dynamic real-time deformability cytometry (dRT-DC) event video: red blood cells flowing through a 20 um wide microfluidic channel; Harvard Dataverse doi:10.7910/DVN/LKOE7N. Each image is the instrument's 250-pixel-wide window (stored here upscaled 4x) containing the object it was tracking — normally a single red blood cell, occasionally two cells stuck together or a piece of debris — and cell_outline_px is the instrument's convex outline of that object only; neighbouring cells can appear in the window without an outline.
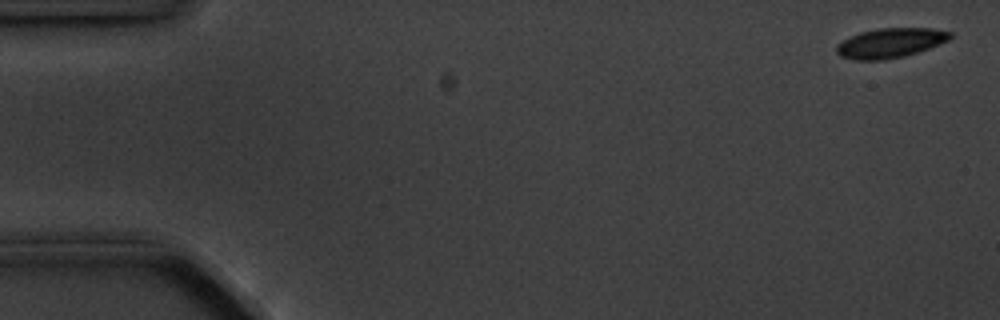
{"species": "common noctule bat (a hibernating species)", "species_latin": "Nyctalus noctula", "temperature_condition": "cold", "stored_images_in_passage": 5, "camera_frame_rate_fps": 3000, "um_per_image_px": 0.085, "animal": {"sex": "male", "body_mass_g": 20.1, "forearm_length_mm": 53.5}, "frame": {"image": 1, "passage_image": 1, "time_ms": 0.0, "image_size_px": [1000, 320], "cell_outline_px": [[952, 36], [948, 40], [928, 48], [904, 56], [884, 60], [856, 60], [840, 56], [836, 52], [836, 44], [860, 32], [876, 28], [932, 28], [952, 32]], "centroid_in_image_um": [75.66, 3.65], "position_along_channel_um": 9.3, "area_um2": 19.54}}
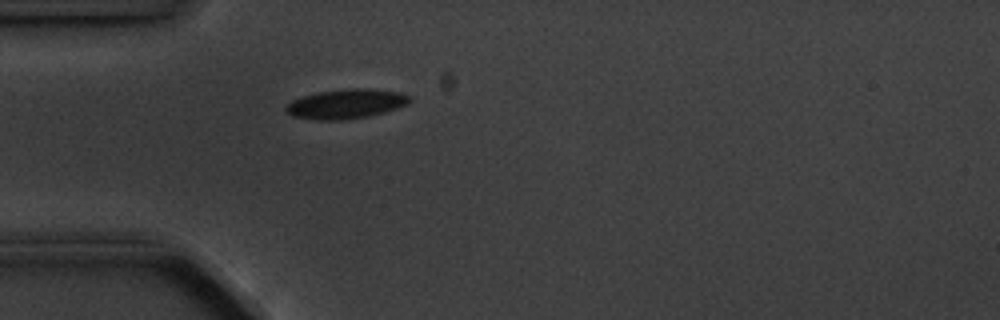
{"frame": {"image": 2, "passage_image": 5, "time_ms": 4.667, "image_size_px": [1000, 320], "cell_outline_px": [[412, 100], [408, 104], [384, 112], [368, 116], [340, 120], [316, 120], [292, 116], [284, 108], [292, 100], [316, 92], [348, 88], [372, 88], [400, 92], [412, 96]], "centroid_in_image_um": [29.45, 8.81], "position_along_channel_um": 55.6, "area_um2": 21.39}}